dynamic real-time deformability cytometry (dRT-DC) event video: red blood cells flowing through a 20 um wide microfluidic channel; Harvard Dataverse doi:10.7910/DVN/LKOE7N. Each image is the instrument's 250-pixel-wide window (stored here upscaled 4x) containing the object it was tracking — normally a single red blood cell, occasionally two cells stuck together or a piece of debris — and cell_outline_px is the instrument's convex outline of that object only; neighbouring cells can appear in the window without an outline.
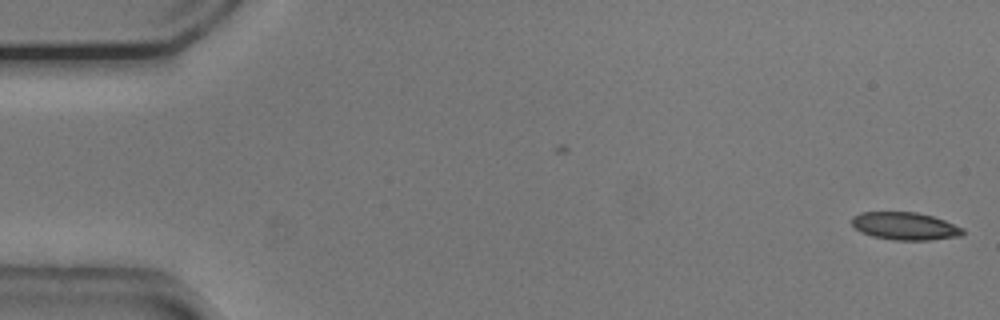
{"species": "common noctule bat (a hibernating species)", "species_latin": "Nyctalus noctula", "temperature_condition": "cold", "stored_images_in_passage": 4, "camera_frame_rate_fps": 3000, "um_per_image_px": 0.085, "animal": {"sex": "male", "body_mass_g": 20.5, "forearm_length_mm": 52.5}, "frame": {"image": 1, "passage_image": 4, "time_ms": 1.0, "image_size_px": [1000, 320], "cell_outline_px": [[964, 232], [960, 236], [928, 240], [896, 240], [872, 236], [860, 232], [852, 224], [852, 216], [860, 212], [916, 212], [932, 216], [944, 220], [964, 228]], "centroid_in_image_um": [76.91, 19.21], "position_along_channel_um": 8.1, "area_um2": 17.86}}